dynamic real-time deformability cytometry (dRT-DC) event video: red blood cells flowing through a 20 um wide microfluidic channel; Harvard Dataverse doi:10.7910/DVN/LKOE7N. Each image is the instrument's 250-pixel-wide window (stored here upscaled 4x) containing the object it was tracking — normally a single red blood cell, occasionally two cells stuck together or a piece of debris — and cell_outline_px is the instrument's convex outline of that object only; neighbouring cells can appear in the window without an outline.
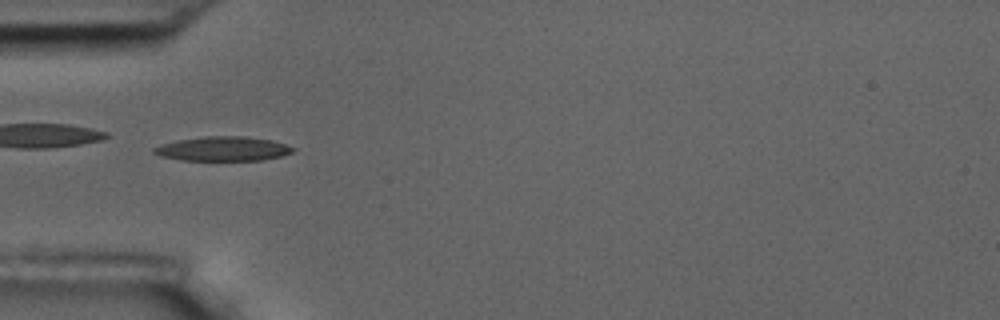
{"species": "common noctule bat (a hibernating species)", "species_latin": "Nyctalus noctula", "temperature_condition": "room temperature", "stored_images_in_passage": 8, "camera_frame_rate_fps": 3000, "um_per_image_px": 0.085, "animal": {"sex": "male", "body_mass_g": 17.5, "forearm_length_mm": 52.3}, "frame": {"image": 1, "passage_image": 2, "time_ms": 1.0, "image_size_px": [1000, 320], "cell_outline_px": [[296, 148], [292, 152], [280, 156], [260, 160], [180, 160], [160, 156], [152, 152], [152, 148], [160, 144], [176, 140], [204, 136], [244, 136], [272, 140]], "centroid_in_image_um": [18.89, 12.64], "position_along_channel_um": 66.1, "area_um2": 19.77}}
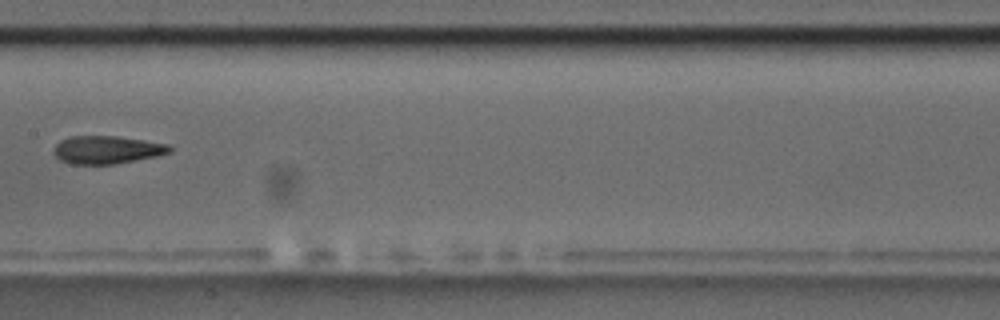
{"frame": {"image": 2, "passage_image": 5, "time_ms": 4.667, "image_size_px": [1000, 320], "cell_outline_px": [[172, 152], [156, 156], [116, 164], [68, 164], [60, 160], [52, 152], [56, 144], [60, 140], [68, 136], [116, 136], [144, 140], [168, 144], [172, 148]], "centroid_in_image_um": [9.06, 12.73], "position_along_channel_um": 198.3, "area_um2": 19.02}}
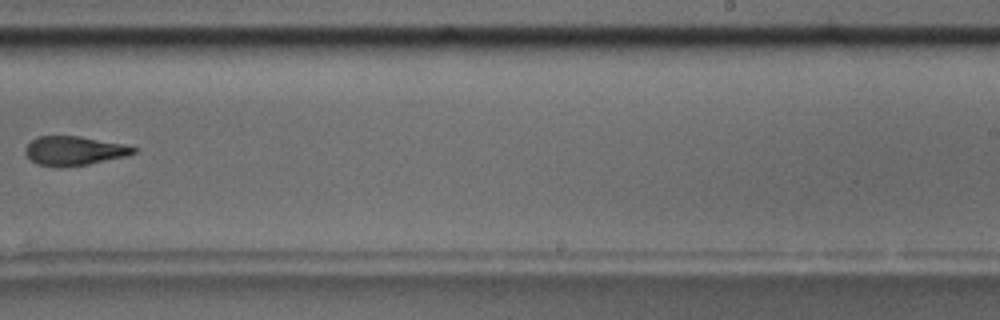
{"frame": {"image": 3, "passage_image": 7, "time_ms": 7.0, "image_size_px": [1000, 320], "cell_outline_px": [[140, 148], [136, 152], [124, 156], [88, 164], [36, 164], [24, 152], [24, 148], [36, 136], [80, 136], [124, 144]], "centroid_in_image_um": [6.33, 12.76], "position_along_channel_um": 282.7, "area_um2": 17.69}}